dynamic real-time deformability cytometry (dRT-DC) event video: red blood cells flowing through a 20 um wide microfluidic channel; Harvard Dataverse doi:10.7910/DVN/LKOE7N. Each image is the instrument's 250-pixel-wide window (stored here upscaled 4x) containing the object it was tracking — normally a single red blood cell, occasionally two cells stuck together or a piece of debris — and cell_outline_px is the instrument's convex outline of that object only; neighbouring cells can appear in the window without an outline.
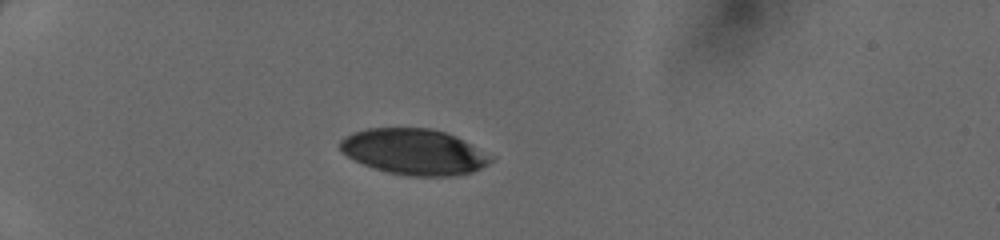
{"species": "human", "species_latin": "Homo sapiens", "temperature_condition": "cold", "stored_images_in_passage": 34, "camera_frame_rate_fps": 3000, "um_per_image_px": 0.085, "donor": {"sex": "female"}, "frame": {"image": 1, "passage_image": 1, "time_ms": 0.0, "image_size_px": [1000, 240], "cell_outline_px": [[496, 156], [488, 164], [472, 172], [456, 176], [408, 176], [388, 172], [364, 164], [348, 156], [340, 148], [340, 140], [344, 136], [352, 132], [368, 128], [432, 128], [456, 136]], "centroid_in_image_um": [35.25, 12.9], "position_along_channel_um": 49.8, "area_um2": 40.34}}
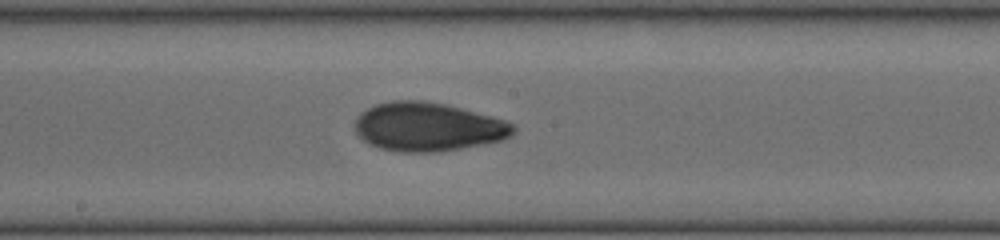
{"frame": {"image": 2, "passage_image": 15, "time_ms": 4.667, "image_size_px": [1000, 240], "cell_outline_px": [[516, 132], [512, 136], [500, 140], [484, 144], [440, 152], [400, 152], [380, 148], [368, 144], [356, 132], [356, 116], [360, 112], [376, 104], [392, 100], [424, 100], [444, 104], [492, 116], [516, 124]], "centroid_in_image_um": [36.39, 10.78], "position_along_channel_um": 211.8, "area_um2": 45.14}}
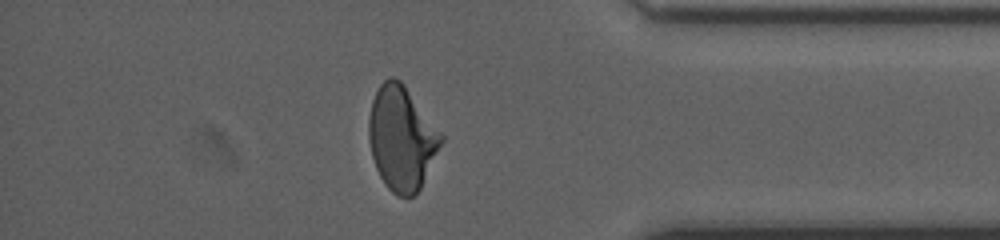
{"frame": {"image": 3, "passage_image": 29, "time_ms": 9.333, "image_size_px": [1000, 240], "cell_outline_px": [[444, 140], [420, 188], [412, 196], [396, 196], [384, 184], [376, 168], [372, 156], [368, 136], [368, 120], [372, 100], [380, 84], [388, 76], [392, 76], [400, 80], [404, 84], [444, 136]], "centroid_in_image_um": [34.13, 11.73], "position_along_channel_um": 401.1, "area_um2": 43.75}}